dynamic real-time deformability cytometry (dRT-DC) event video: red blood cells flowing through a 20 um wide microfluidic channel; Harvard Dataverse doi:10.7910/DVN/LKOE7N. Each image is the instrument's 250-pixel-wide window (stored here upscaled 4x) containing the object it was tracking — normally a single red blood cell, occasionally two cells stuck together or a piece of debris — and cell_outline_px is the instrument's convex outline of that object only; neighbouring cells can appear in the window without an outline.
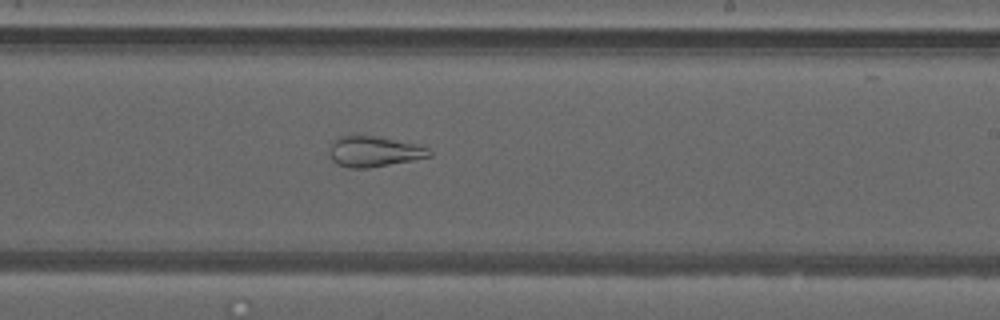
{"species": "common noctule bat (a hibernating species)", "species_latin": "Nyctalus noctula", "temperature_condition": "warm", "stored_images_in_passage": 49, "segment_of_instrument_passage": [2, 2], "camera_frame_rate_fps": 3000, "um_per_image_px": 0.085, "animal": {"sex": "male", "forearm_length_mm": 52.5}, "frame": {"image": 1, "passage_image": 29, "time_ms": 9.333, "image_size_px": [1000, 320], "cell_outline_px": [[432, 156], [412, 160], [368, 168], [348, 168], [336, 164], [332, 160], [328, 152], [328, 144], [332, 140], [340, 136], [352, 132], [356, 132], [376, 136], [412, 144], [428, 148], [432, 152]], "centroid_in_image_um": [31.66, 12.84], "position_along_channel_um": 257.3, "area_um2": 18.32}}
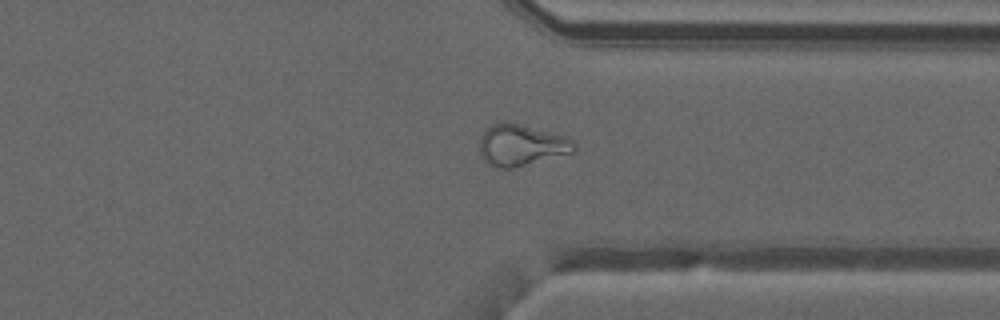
{"frame": {"image": 2, "passage_image": 37, "time_ms": 12.0, "image_size_px": [1000, 320], "cell_outline_px": [[576, 148], [572, 152], [512, 168], [500, 168], [484, 160], [480, 156], [480, 136], [492, 124], [520, 124], [568, 136], [576, 144]], "centroid_in_image_um": [44.33, 12.34], "position_along_channel_um": 367.1, "area_um2": 22.25}}
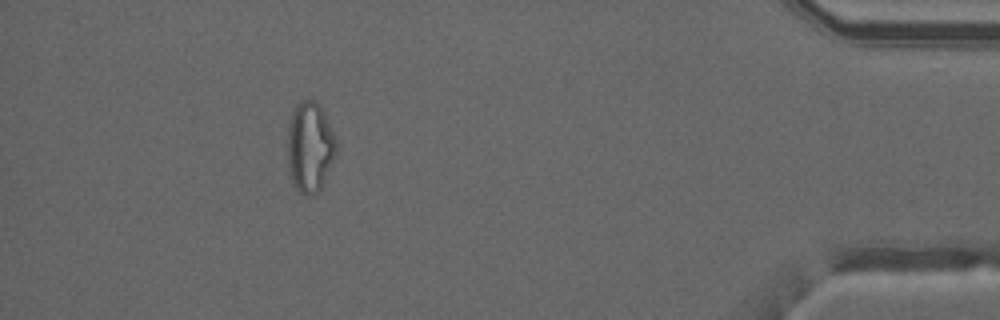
{"frame": {"image": 3, "passage_image": 44, "time_ms": 14.333, "image_size_px": [1000, 320], "cell_outline_px": [[336, 156], [320, 188], [312, 196], [304, 196], [296, 188], [292, 180], [288, 164], [288, 124], [292, 112], [296, 104], [300, 100], [316, 100], [320, 104], [324, 112], [336, 140]], "centroid_in_image_um": [26.34, 12.47], "position_along_channel_um": 408.9, "area_um2": 25.66}}